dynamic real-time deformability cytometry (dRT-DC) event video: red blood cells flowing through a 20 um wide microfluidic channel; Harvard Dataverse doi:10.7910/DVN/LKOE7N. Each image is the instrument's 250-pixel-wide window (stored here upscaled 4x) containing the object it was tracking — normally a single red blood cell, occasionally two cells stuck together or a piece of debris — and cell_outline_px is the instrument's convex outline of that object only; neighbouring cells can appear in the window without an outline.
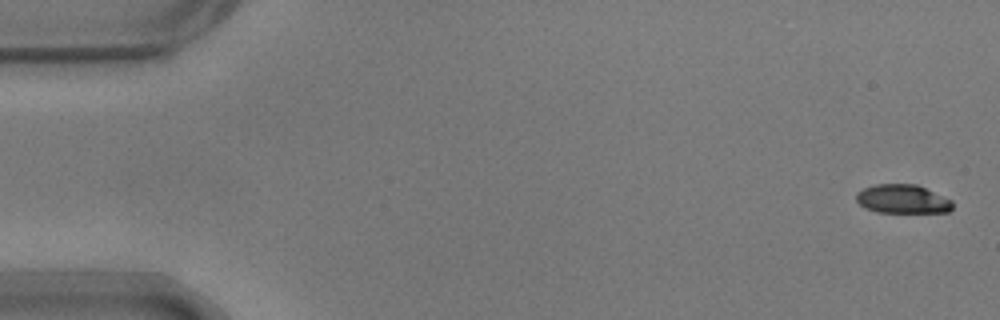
{"species": "common noctule bat (a hibernating species)", "species_latin": "Nyctalus noctula", "temperature_condition": "warm", "stored_images_in_passage": 54, "camera_frame_rate_fps": 3000, "um_per_image_px": 0.085, "animal": {"sex": "male", "body_mass_g": 17.9}, "frame": {"image": 1, "passage_image": 1, "time_ms": 0.0, "image_size_px": [1000, 320], "cell_outline_px": [[952, 208], [948, 212], [876, 212], [864, 208], [856, 200], [856, 192], [864, 188], [876, 184], [916, 184], [952, 200]], "centroid_in_image_um": [76.69, 16.92], "position_along_channel_um": 8.3, "area_um2": 16.13}}
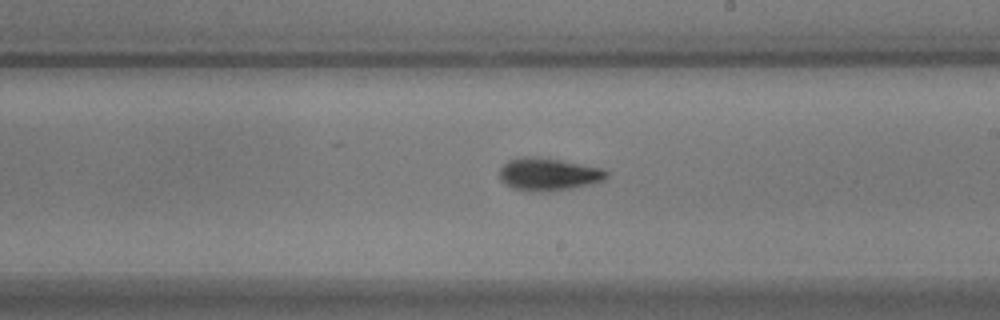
{"frame": {"image": 2, "passage_image": 31, "time_ms": 10.0, "image_size_px": [1000, 320], "cell_outline_px": [[608, 176], [604, 180], [572, 188], [540, 192], [516, 188], [504, 184], [500, 180], [500, 168], [508, 160], [520, 156], [540, 156], [604, 168], [608, 172]], "centroid_in_image_um": [46.62, 14.78], "position_along_channel_um": 242.4, "area_um2": 20.4}}
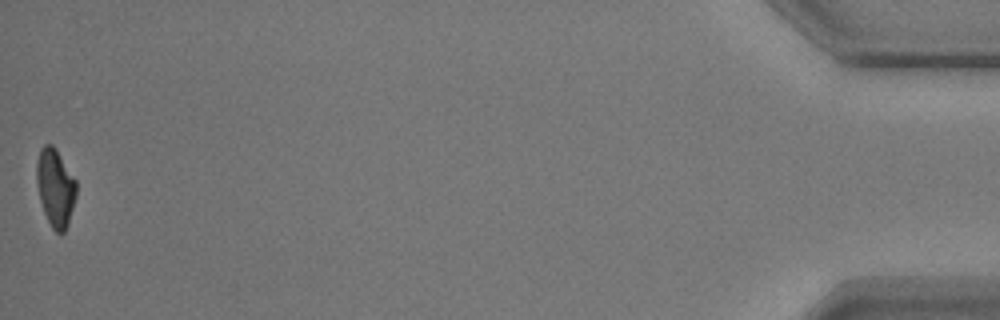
{"frame": {"image": 3, "passage_image": 54, "time_ms": 17.667, "image_size_px": [1000, 320], "cell_outline_px": [[76, 196], [68, 224], [64, 232], [60, 236], [52, 228], [44, 212], [40, 200], [36, 180], [36, 164], [40, 148], [44, 144], [52, 144], [56, 148], [76, 180]], "centroid_in_image_um": [4.7, 15.94], "position_along_channel_um": 430.5, "area_um2": 18.09}, "authors_computed_cell_mechanics": {"area_um2": 18.6116, "velocity_mm_per_s": 3.7106, "shape_relaxation_time_tau1_ms": 2.9661, "shape_relaxation_time_tau2_ms": 4.3304, "deformation_change_tau1": 0.1569, "deformation_change_tau2": 0.102}}